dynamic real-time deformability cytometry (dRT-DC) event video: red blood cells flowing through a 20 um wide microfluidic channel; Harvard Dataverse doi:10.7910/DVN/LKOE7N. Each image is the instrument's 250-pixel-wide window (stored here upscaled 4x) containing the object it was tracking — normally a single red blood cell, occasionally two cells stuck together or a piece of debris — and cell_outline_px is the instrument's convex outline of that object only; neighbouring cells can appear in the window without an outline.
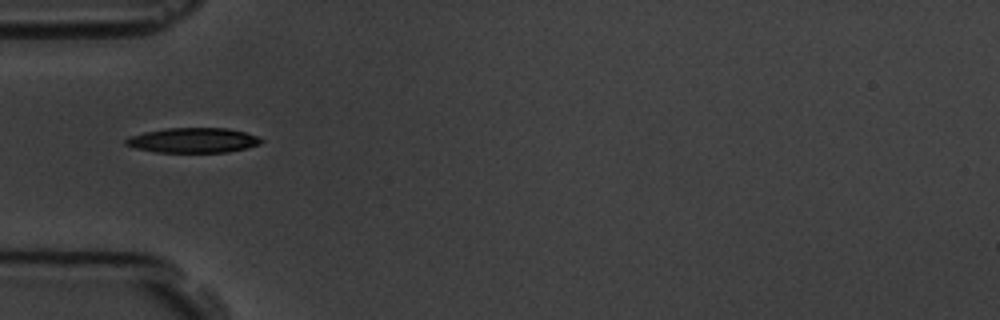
{"species": "common noctule bat (a hibernating species)", "species_latin": "Nyctalus noctula", "temperature_condition": "room temperature", "stored_images_in_passage": 13, "camera_frame_rate_fps": 3000, "um_per_image_px": 0.085, "animal": {"sex": "male", "body_mass_g": 19.5, "forearm_length_mm": 54.6}, "frame": {"image": 1, "passage_image": 1, "time_ms": 0.0, "image_size_px": [1000, 320], "cell_outline_px": [[264, 140], [260, 144], [248, 148], [228, 152], [156, 152], [136, 148], [124, 144], [124, 140], [128, 136], [144, 132], [168, 128], [228, 128], [244, 132], [256, 136]], "centroid_in_image_um": [16.41, 11.92], "position_along_channel_um": 68.6, "area_um2": 19.71}}
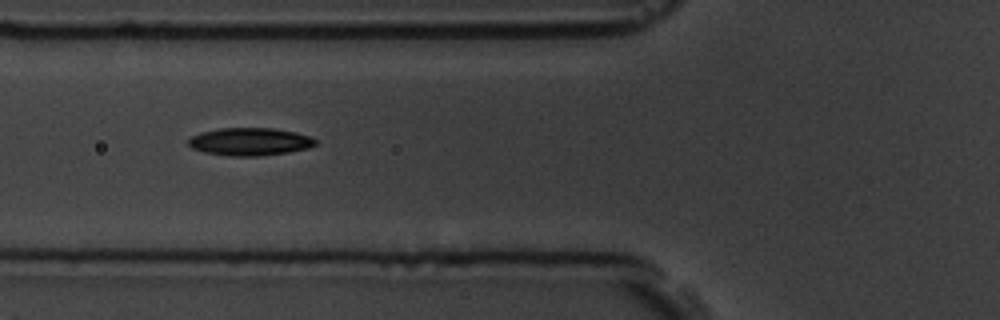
{"frame": {"image": 2, "passage_image": 4, "time_ms": 1.0, "image_size_px": [1000, 320], "cell_outline_px": [[316, 144], [308, 148], [288, 152], [260, 156], [228, 156], [204, 152], [192, 148], [188, 144], [188, 136], [200, 132], [220, 128], [272, 128], [296, 132], [308, 136], [316, 140]], "centroid_in_image_um": [21.19, 12.04], "position_along_channel_um": 104.6, "area_um2": 20.63}}
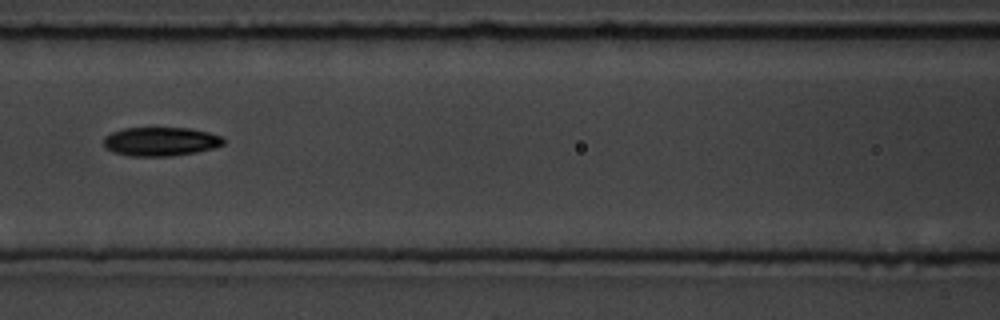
{"frame": {"image": 3, "passage_image": 8, "time_ms": 2.333, "image_size_px": [1000, 320], "cell_outline_px": [[224, 144], [212, 148], [196, 152], [168, 156], [128, 156], [112, 152], [104, 148], [104, 136], [112, 132], [124, 128], [192, 128], [208, 132], [220, 136], [224, 140]], "centroid_in_image_um": [13.61, 12.03], "position_along_channel_um": 153.0, "area_um2": 20.17}}